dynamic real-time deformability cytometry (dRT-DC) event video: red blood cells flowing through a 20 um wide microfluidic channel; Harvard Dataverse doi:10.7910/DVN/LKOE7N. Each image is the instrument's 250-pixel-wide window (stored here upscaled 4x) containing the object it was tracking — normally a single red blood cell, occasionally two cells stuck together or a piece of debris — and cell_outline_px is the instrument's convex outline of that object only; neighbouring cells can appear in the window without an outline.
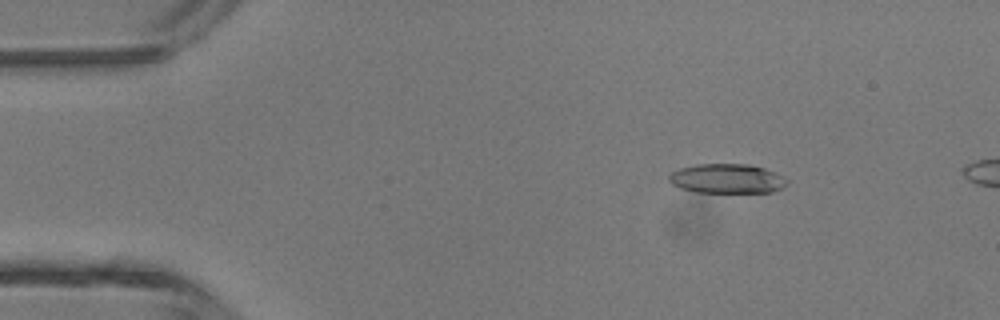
{"species": "common noctule bat (a hibernating species)", "species_latin": "Nyctalus noctula", "temperature_condition": "room temperature", "stored_images_in_passage": 3, "camera_frame_rate_fps": 3000, "um_per_image_px": 0.085, "animal": {"sex": "male", "body_mass_g": 13.3}, "frame": {"image": 1, "passage_image": 1, "time_ms": 0.0, "image_size_px": [1000, 320], "cell_outline_px": [[788, 184], [784, 188], [772, 192], [696, 192], [680, 188], [672, 184], [668, 180], [668, 176], [672, 172], [680, 168], [696, 164], [748, 164], [764, 168], [788, 180]], "centroid_in_image_um": [61.78, 15.19], "position_along_channel_um": 23.2, "area_um2": 20.23}}